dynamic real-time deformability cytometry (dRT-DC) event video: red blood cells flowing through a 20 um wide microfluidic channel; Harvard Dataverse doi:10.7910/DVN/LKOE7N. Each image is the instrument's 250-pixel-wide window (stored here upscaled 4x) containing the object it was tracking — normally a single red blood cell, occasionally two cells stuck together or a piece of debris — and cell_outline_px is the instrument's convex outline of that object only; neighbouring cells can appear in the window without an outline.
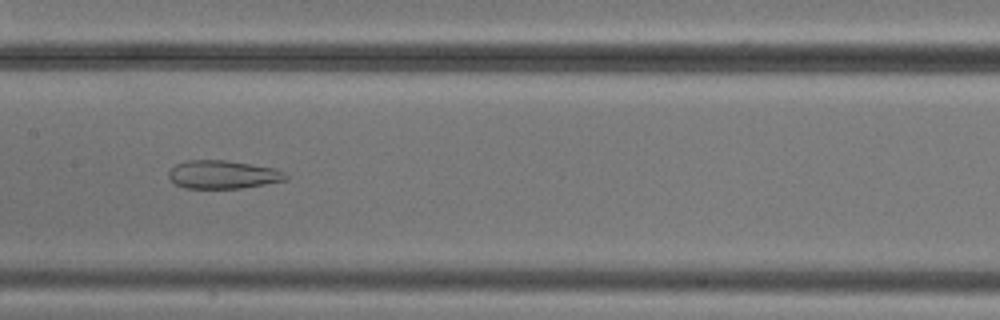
{"species": "common noctule bat (a hibernating species)", "species_latin": "Nyctalus noctula", "temperature_condition": "cold", "stored_images_in_passage": 11, "camera_frame_rate_fps": 3000, "um_per_image_px": 0.085, "animal": {"sex": "male", "body_mass_g": 20.5, "forearm_length_mm": 52.5}, "frame": {"image": 1, "passage_image": 7, "time_ms": 8.333, "image_size_px": [1000, 320], "cell_outline_px": [[288, 180], [240, 188], [184, 188], [176, 184], [168, 176], [168, 172], [176, 164], [188, 160], [228, 160], [276, 168], [284, 172], [288, 176]], "centroid_in_image_um": [18.97, 14.83], "position_along_channel_um": 188.4, "area_um2": 19.31}}
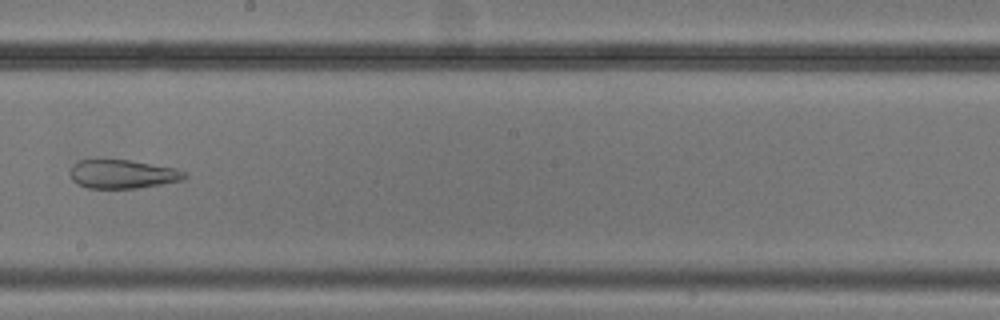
{"frame": {"image": 2, "passage_image": 8, "time_ms": 9.667, "image_size_px": [1000, 320], "cell_outline_px": [[188, 176], [184, 180], [136, 188], [88, 188], [72, 180], [72, 164], [76, 160], [96, 156], [100, 156], [132, 160], [176, 168], [188, 172]], "centroid_in_image_um": [10.41, 14.73], "position_along_channel_um": 237.8, "area_um2": 20.0}}